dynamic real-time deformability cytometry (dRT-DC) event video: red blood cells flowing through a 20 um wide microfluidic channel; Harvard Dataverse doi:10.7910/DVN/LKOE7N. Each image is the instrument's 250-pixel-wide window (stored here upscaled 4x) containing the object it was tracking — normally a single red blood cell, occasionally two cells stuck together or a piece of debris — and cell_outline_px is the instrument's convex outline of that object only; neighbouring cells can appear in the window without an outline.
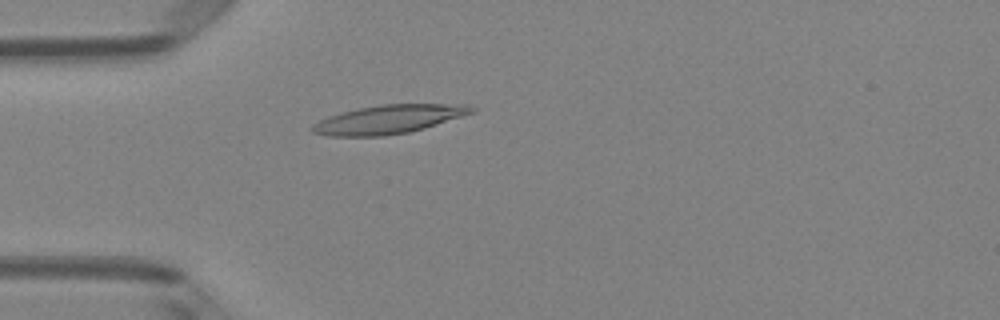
{"species": "Egyptian fruit bat (a non-hibernating species)", "species_latin": "Rousettus aegyptiacus", "temperature_condition": "room temperature", "stored_images_in_passage": 39, "camera_frame_rate_fps": 3000, "um_per_image_px": 0.085, "animal": {"sex": "female"}, "frame": {"image": 1, "passage_image": 3, "time_ms": 0.667, "image_size_px": [1000, 320], "cell_outline_px": [[476, 112], [424, 128], [408, 132], [384, 136], [328, 136], [312, 132], [308, 128], [312, 124], [328, 116], [340, 112], [356, 108], [380, 104], [468, 104], [476, 108]], "centroid_in_image_um": [33.02, 10.13], "position_along_channel_um": 52.0, "area_um2": 26.88}}
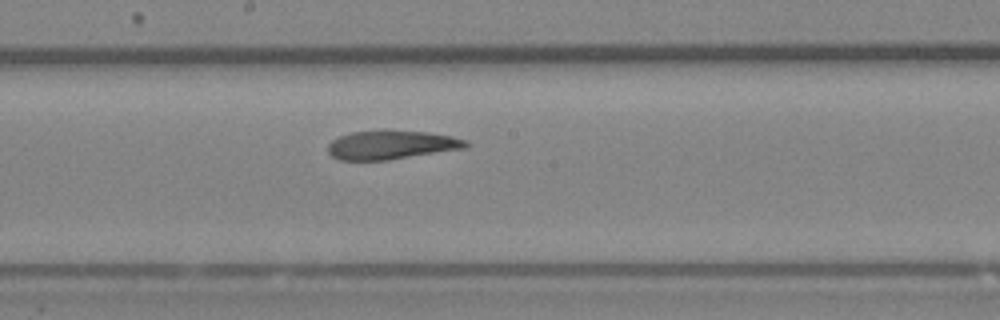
{"frame": {"image": 2, "passage_image": 16, "time_ms": 5.0, "image_size_px": [1000, 320], "cell_outline_px": [[468, 148], [388, 160], [340, 160], [332, 156], [328, 152], [328, 144], [332, 140], [340, 136], [352, 132], [384, 128], [428, 132], [452, 136], [468, 140]], "centroid_in_image_um": [33.29, 12.29], "position_along_channel_um": 214.9, "area_um2": 23.81}}
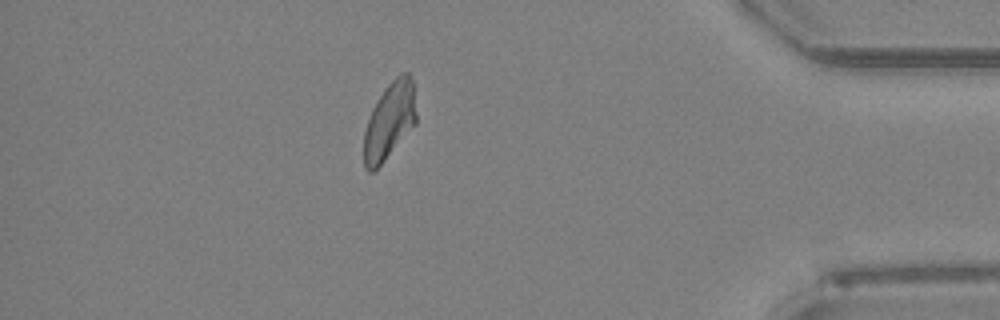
{"frame": {"image": 3, "passage_image": 33, "time_ms": 10.667, "image_size_px": [1000, 320], "cell_outline_px": [[416, 124], [384, 160], [372, 172], [368, 172], [364, 168], [364, 132], [372, 108], [384, 88], [400, 72], [408, 72], [412, 80], [416, 112]], "centroid_in_image_um": [33.1, 10.25], "position_along_channel_um": 402.1, "area_um2": 23.29}, "authors_computed_cell_mechanics": {"area_um2": 24.1604, "velocity_mm_per_s": 3.9986, "shape_relaxation_time_tau1_ms": 8.4824, "shape_relaxation_time_tau2_ms": 2.7964, "deformation_change_tau1": 0.2439, "deformation_change_tau2": 0.1167}}